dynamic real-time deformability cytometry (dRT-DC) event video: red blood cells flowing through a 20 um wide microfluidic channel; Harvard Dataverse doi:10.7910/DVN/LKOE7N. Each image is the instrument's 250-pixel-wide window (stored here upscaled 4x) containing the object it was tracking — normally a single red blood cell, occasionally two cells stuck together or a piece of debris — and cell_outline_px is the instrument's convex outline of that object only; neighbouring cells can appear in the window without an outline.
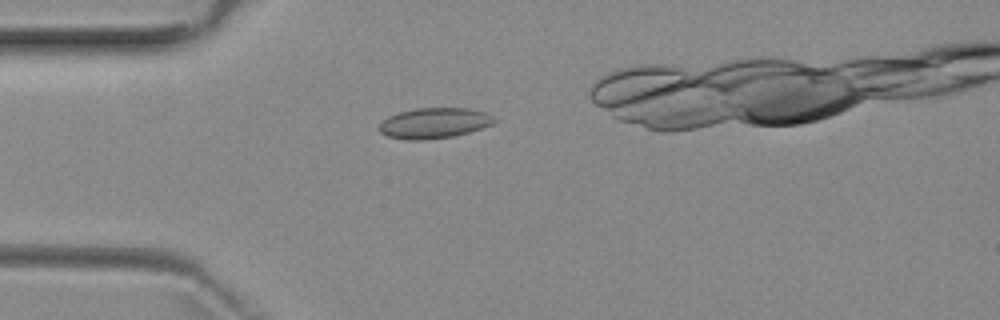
{"species": "common noctule bat (a hibernating species)", "species_latin": "Nyctalus noctula", "temperature_condition": "room temperature", "stored_images_in_passage": 3, "camera_frame_rate_fps": 3000, "um_per_image_px": 0.085, "animal": {"sex": "female", "body_mass_g": 29.2, "forearm_length_mm": 56.3}, "frame": {"image": 1, "passage_image": 3, "time_ms": 3.333, "image_size_px": [1000, 320], "cell_outline_px": [[496, 120], [492, 124], [468, 132], [452, 136], [424, 140], [408, 140], [388, 136], [380, 132], [380, 124], [388, 116], [400, 112], [416, 108], [468, 108], [484, 112], [492, 116]], "centroid_in_image_um": [36.89, 10.46], "position_along_channel_um": 48.1, "area_um2": 20.17}}